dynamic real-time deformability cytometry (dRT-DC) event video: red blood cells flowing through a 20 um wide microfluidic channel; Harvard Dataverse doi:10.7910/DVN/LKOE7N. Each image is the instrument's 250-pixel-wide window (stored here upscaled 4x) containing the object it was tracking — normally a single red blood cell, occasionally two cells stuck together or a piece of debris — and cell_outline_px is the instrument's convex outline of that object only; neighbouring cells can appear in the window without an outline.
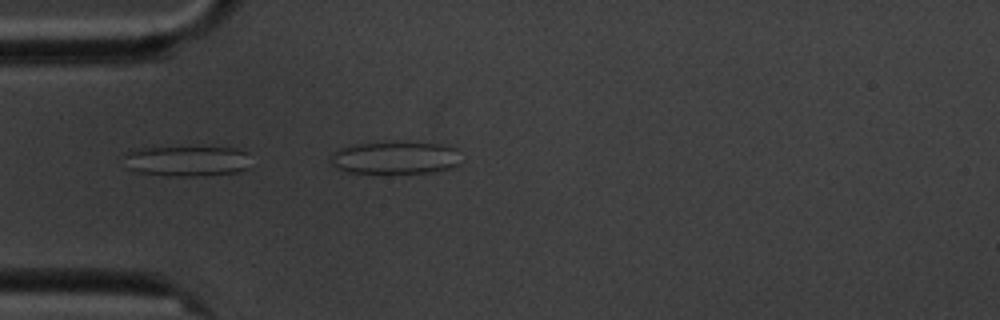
{"species": "common noctule bat (a hibernating species)", "species_latin": "Nyctalus noctula", "temperature_condition": "cold", "stored_images_in_passage": 5, "camera_frame_rate_fps": 3000, "um_per_image_px": 0.085, "animal": {"sex": "male", "body_mass_g": 20.1, "forearm_length_mm": 53.5}, "frame": {"image": 1, "passage_image": 4, "time_ms": 3.333, "image_size_px": [1000, 320], "cell_outline_px": [[248, 168], [240, 172], [188, 176], [172, 176], [136, 172], [124, 168], [124, 156], [132, 148], [236, 148], [248, 152]], "centroid_in_image_um": [15.83, 13.69], "position_along_channel_um": 69.2, "area_um2": 22.54}}